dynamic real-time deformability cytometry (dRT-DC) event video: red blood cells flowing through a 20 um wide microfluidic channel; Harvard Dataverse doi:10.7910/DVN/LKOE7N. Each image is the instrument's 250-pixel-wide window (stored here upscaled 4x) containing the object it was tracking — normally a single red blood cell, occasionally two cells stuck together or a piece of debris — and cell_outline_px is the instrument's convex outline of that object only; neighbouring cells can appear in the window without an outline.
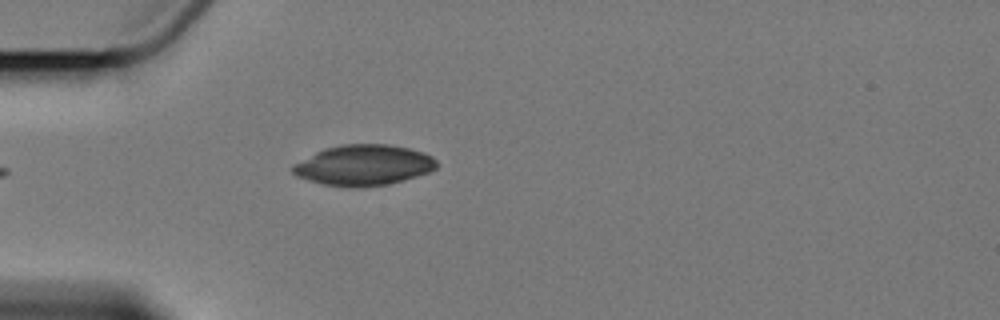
{"species": "Egyptian fruit bat (a non-hibernating species)", "species_latin": "Rousettus aegyptiacus", "temperature_condition": "cold", "stored_images_in_passage": 2, "camera_frame_rate_fps": 3000, "um_per_image_px": 0.085, "animal": {"sex": "female"}, "frame": {"image": 1, "passage_image": 2, "time_ms": 1.333, "image_size_px": [1000, 320], "cell_outline_px": [[436, 168], [428, 172], [416, 176], [388, 184], [360, 188], [352, 188], [324, 184], [308, 180], [296, 176], [292, 172], [292, 168], [296, 164], [316, 152], [340, 144], [388, 144], [408, 148], [432, 156], [436, 160]], "centroid_in_image_um": [30.91, 14.05], "position_along_channel_um": 54.1, "area_um2": 33.7}}